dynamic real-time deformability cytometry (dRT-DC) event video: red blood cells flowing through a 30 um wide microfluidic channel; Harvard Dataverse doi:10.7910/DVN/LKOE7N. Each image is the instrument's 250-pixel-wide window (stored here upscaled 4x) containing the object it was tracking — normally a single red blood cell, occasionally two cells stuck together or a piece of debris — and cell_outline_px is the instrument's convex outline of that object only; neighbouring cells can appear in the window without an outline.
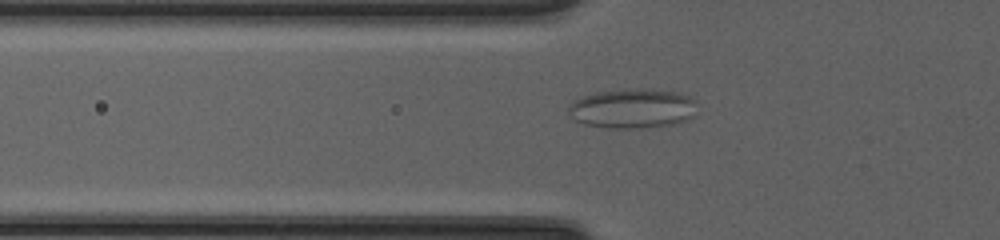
{"species": "common noctule bat (a hibernating species)", "species_latin": "Nyctalus noctula", "temperature_condition": "cold", "stored_images_in_passage": 46, "camera_frame_rate_fps": 3000, "um_per_image_px": 0.085, "animal": {"sex": "female", "body_mass_g": 20.0, "forearm_length_mm": 54.0}, "frame": {"image": 1, "passage_image": 17, "time_ms": 5.333, "image_size_px": [1000, 240], "cell_outline_px": [[696, 116], [688, 120], [676, 124], [644, 128], [608, 128], [584, 124], [576, 120], [568, 112], [568, 108], [576, 100], [592, 92], [624, 88], [644, 88], [676, 92], [688, 96], [696, 100]], "centroid_in_image_um": [53.82, 9.21], "position_along_channel_um": 72.0, "area_um2": 30.17}}
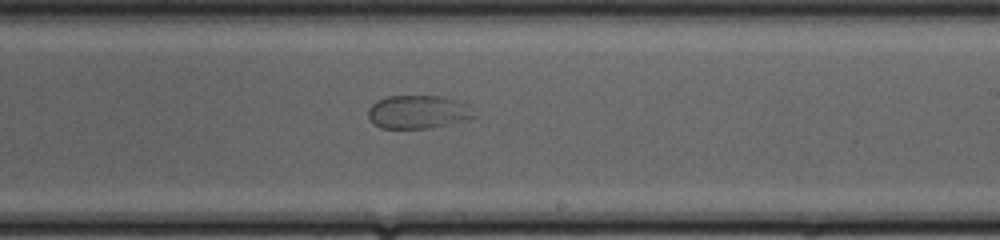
{"frame": {"image": 2, "passage_image": 30, "time_ms": 9.667, "image_size_px": [1000, 240], "cell_outline_px": [[476, 116], [428, 128], [380, 128], [368, 116], [368, 108], [376, 100], [388, 96], [440, 96], [456, 100], [464, 104]], "centroid_in_image_um": [35.44, 9.5], "position_along_channel_um": 253.6, "area_um2": 19.94}}
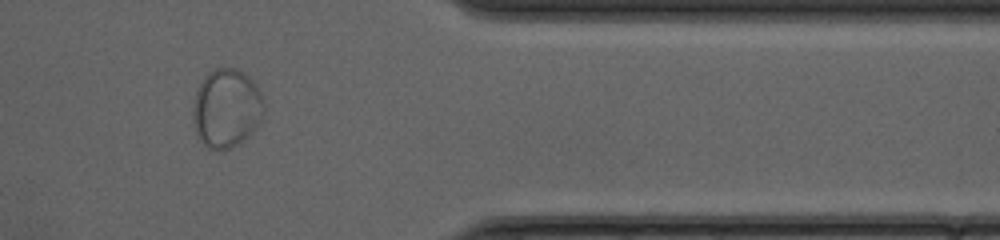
{"frame": {"image": 3, "passage_image": 41, "time_ms": 13.333, "image_size_px": [1000, 240], "cell_outline_px": [[264, 108], [260, 120], [248, 136], [240, 144], [228, 148], [208, 148], [200, 140], [196, 132], [192, 120], [192, 108], [196, 92], [204, 76], [208, 72], [216, 68], [236, 68], [244, 72], [256, 84], [260, 92]], "centroid_in_image_um": [19.23, 9.18], "position_along_channel_um": 392.2, "area_um2": 32.43}}